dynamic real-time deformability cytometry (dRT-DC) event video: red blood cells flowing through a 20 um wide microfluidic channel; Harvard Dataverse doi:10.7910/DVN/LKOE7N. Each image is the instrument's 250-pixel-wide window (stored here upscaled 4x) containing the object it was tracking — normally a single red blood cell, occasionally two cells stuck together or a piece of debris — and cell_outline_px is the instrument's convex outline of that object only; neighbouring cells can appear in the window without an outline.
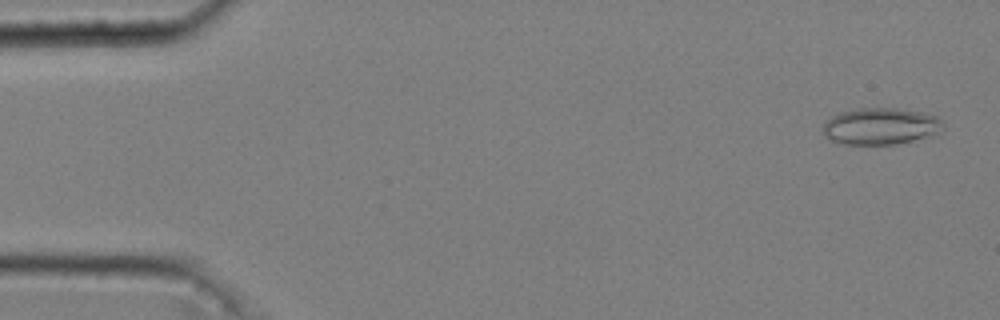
{"species": "common noctule bat (a hibernating species)", "species_latin": "Nyctalus noctula", "temperature_condition": "cold", "stored_images_in_passage": 51, "camera_frame_rate_fps": 3000, "um_per_image_px": 0.085, "animal": {"sex": "male", "body_mass_g": 20.4}, "frame": {"image": 1, "passage_image": 2, "time_ms": 0.333, "image_size_px": [1000, 320], "cell_outline_px": [[944, 128], [928, 136], [896, 144], [844, 144], [832, 140], [824, 136], [824, 120], [840, 112], [856, 108], [896, 108], [920, 112], [936, 116], [944, 124]], "centroid_in_image_um": [74.81, 10.72], "position_along_channel_um": 10.2, "area_um2": 25.49}}
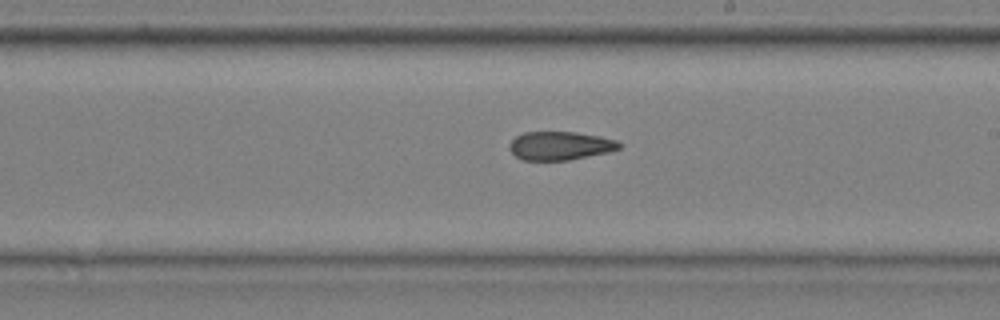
{"frame": {"image": 2, "passage_image": 31, "time_ms": 10.0, "image_size_px": [1000, 320], "cell_outline_px": [[624, 144], [620, 148], [608, 152], [568, 160], [524, 160], [516, 156], [508, 148], [508, 144], [516, 136], [524, 132], [576, 132], [600, 136], [616, 140]], "centroid_in_image_um": [47.61, 12.38], "position_along_channel_um": 241.4, "area_um2": 18.26}}
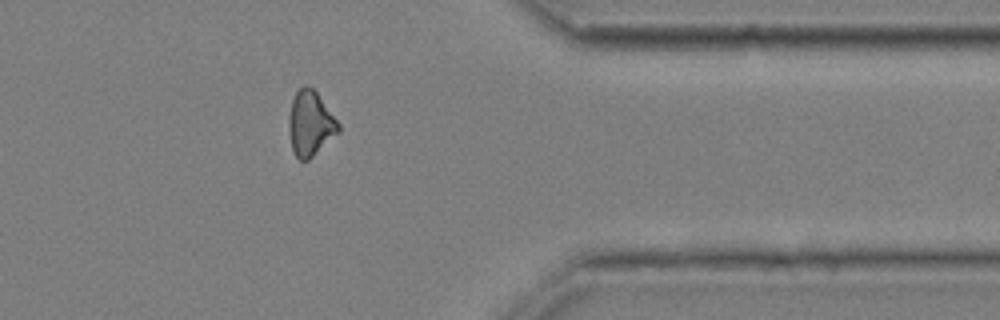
{"frame": {"image": 3, "passage_image": 44, "time_ms": 14.333, "image_size_px": [1000, 320], "cell_outline_px": [[340, 132], [308, 160], [300, 160], [296, 156], [292, 148], [288, 132], [288, 116], [292, 100], [296, 92], [304, 84], [308, 84], [316, 92], [340, 124]], "centroid_in_image_um": [26.37, 10.49], "position_along_channel_um": 385.0, "area_um2": 18.79}}